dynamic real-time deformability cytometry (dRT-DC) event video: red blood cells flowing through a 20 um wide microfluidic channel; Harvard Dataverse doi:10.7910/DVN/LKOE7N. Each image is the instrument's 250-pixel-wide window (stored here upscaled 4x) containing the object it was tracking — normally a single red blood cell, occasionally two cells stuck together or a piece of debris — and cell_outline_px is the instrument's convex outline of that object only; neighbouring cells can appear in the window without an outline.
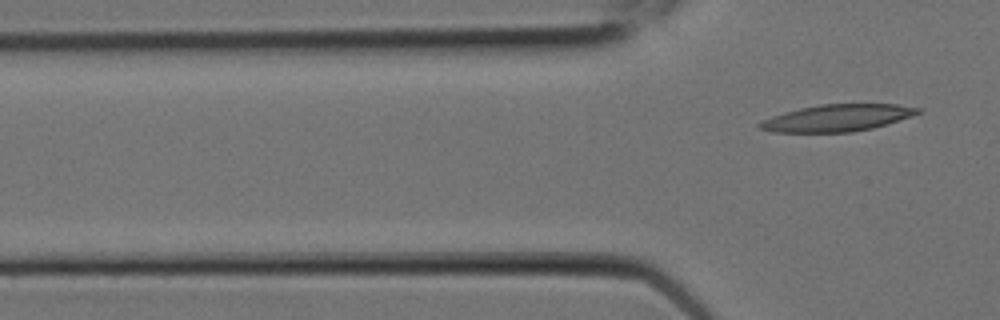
{"species": "Egyptian fruit bat (a non-hibernating species)", "species_latin": "Rousettus aegyptiacus", "temperature_condition": "room temperature", "stored_images_in_passage": 3, "camera_frame_rate_fps": 3000, "um_per_image_px": 0.085, "animal": {"sex": "female"}, "frame": {"image": 1, "passage_image": 3, "time_ms": 0.667, "image_size_px": [1000, 320], "cell_outline_px": [[924, 112], [888, 124], [872, 128], [852, 132], [772, 132], [760, 128], [756, 124], [772, 116], [784, 112], [800, 108], [820, 104], [896, 104], [920, 108]], "centroid_in_image_um": [71.2, 10.02], "position_along_channel_um": 54.6, "area_um2": 24.8}}